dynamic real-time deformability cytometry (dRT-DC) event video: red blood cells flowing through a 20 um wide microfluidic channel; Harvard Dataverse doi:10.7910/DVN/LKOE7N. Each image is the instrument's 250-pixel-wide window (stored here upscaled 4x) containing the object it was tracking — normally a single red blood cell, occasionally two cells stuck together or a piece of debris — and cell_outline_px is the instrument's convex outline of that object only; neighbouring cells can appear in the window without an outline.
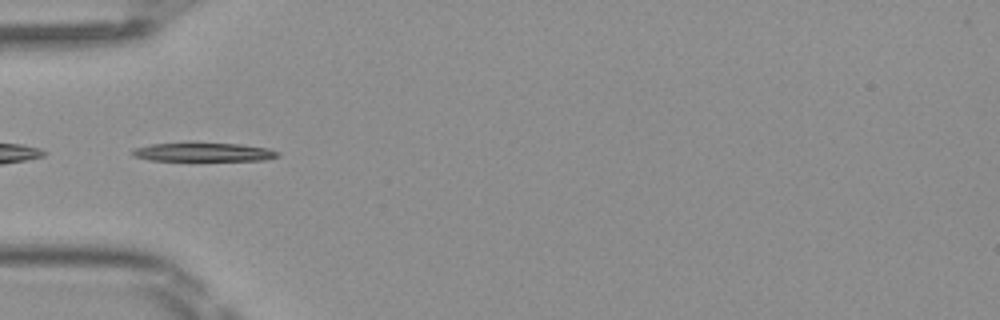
{"species": "Egyptian fruit bat (a non-hibernating species)", "species_latin": "Rousettus aegyptiacus", "temperature_condition": "room temperature", "stored_images_in_passage": 34, "camera_frame_rate_fps": 3000, "um_per_image_px": 0.085, "frame": {"image": 1, "passage_image": 1, "time_ms": 0.0, "image_size_px": [1000, 320], "cell_outline_px": [[280, 156], [264, 160], [148, 160], [132, 156], [128, 152], [132, 148], [152, 144], [188, 140], [240, 144], [268, 148], [280, 152]], "centroid_in_image_um": [17.19, 12.88], "position_along_channel_um": 67.8, "area_um2": 16.82}}
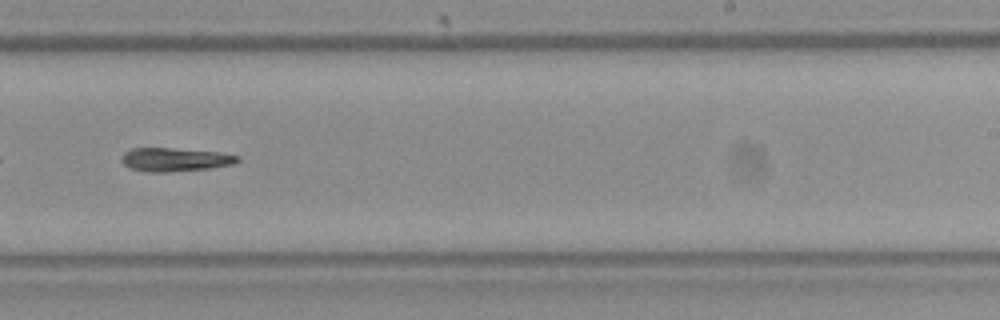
{"frame": {"image": 2, "passage_image": 16, "time_ms": 5.0, "image_size_px": [1000, 320], "cell_outline_px": [[240, 160], [232, 164], [212, 168], [168, 172], [148, 172], [128, 168], [120, 160], [120, 156], [124, 152], [132, 148], [172, 148], [220, 152], [240, 156]], "centroid_in_image_um": [14.85, 13.56], "position_along_channel_um": 274.2, "area_um2": 16.13}}
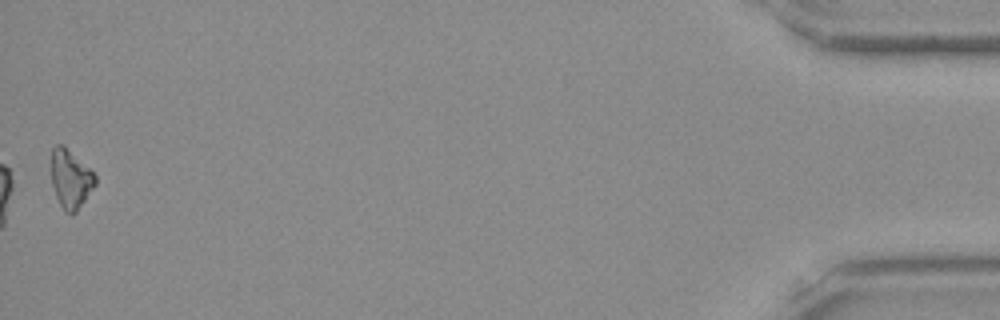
{"frame": {"image": 3, "passage_image": 34, "time_ms": 11.0, "image_size_px": [1000, 320], "cell_outline_px": [[96, 184], [76, 212], [72, 216], [64, 212], [56, 196], [52, 184], [52, 148], [56, 144], [64, 144], [96, 176]], "centroid_in_image_um": [5.99, 15.23], "position_along_channel_um": 429.2, "area_um2": 14.91}, "authors_computed_cell_mechanics": {"area_um2": 15.7216, "velocity_mm_per_s": 4.1358, "shape_relaxation_time_tau1_ms": 7.4967, "shape_relaxation_time_tau2_ms": null, "deformation_change_tau1": 0.1951, "deformation_change_tau2": null}}